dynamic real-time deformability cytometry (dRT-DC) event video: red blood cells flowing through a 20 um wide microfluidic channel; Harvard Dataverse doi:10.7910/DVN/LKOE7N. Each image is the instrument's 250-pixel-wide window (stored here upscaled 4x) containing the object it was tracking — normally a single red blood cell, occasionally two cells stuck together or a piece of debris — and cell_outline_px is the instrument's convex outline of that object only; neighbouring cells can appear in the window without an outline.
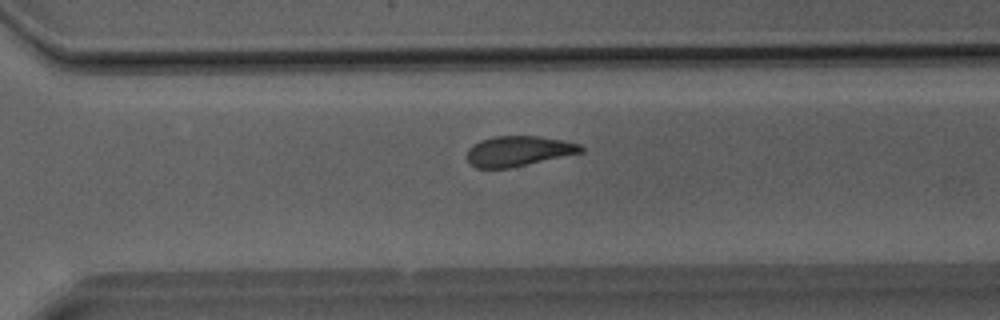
{"species": "Egyptian fruit bat (a non-hibernating species)", "species_latin": "Rousettus aegyptiacus", "temperature_condition": "room temperature", "stored_images_in_passage": 34, "camera_frame_rate_fps": 3000, "um_per_image_px": 0.085, "animal": {"sex": "male"}, "frame": {"image": 1, "passage_image": 22, "time_ms": 7.0, "image_size_px": [1000, 320], "cell_outline_px": [[584, 152], [512, 168], [476, 168], [468, 164], [468, 148], [472, 144], [480, 140], [492, 136], [540, 136], [580, 144], [584, 148]], "centroid_in_image_um": [44.05, 12.85], "position_along_channel_um": 326.5, "area_um2": 20.29}}
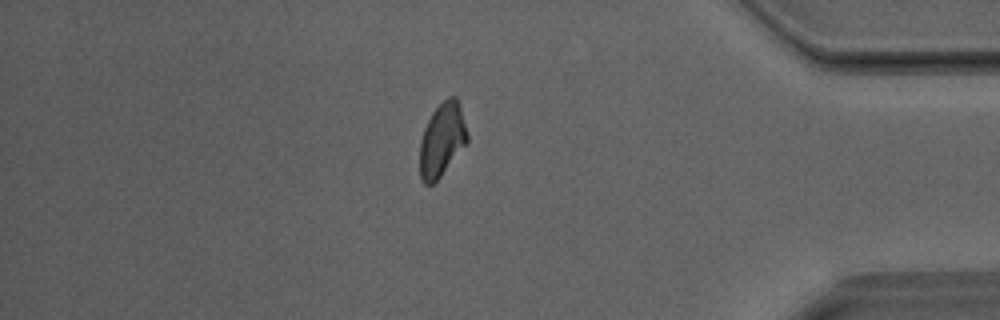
{"frame": {"image": 2, "passage_image": 28, "time_ms": 9.0, "image_size_px": [1000, 320], "cell_outline_px": [[468, 144], [440, 176], [432, 184], [424, 184], [420, 180], [420, 140], [424, 128], [432, 112], [448, 96], [456, 96], [460, 104], [468, 132]], "centroid_in_image_um": [37.59, 11.87], "position_along_channel_um": 397.6, "area_um2": 20.58}}
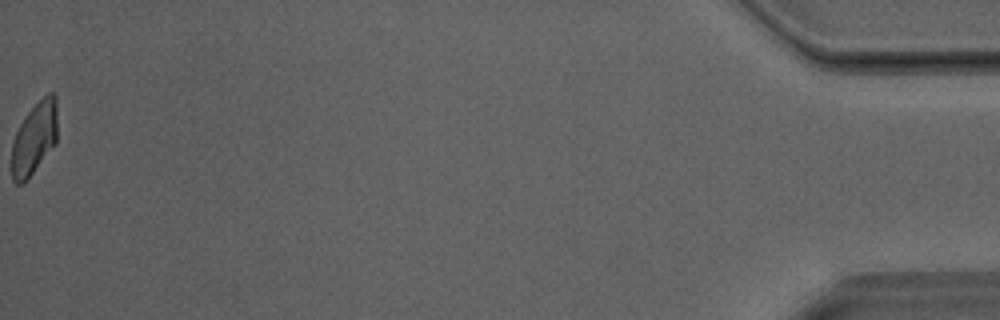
{"frame": {"image": 3, "passage_image": 34, "time_ms": 11.0, "image_size_px": [1000, 320], "cell_outline_px": [[56, 144], [28, 180], [24, 184], [16, 184], [12, 180], [12, 144], [16, 132], [24, 116], [48, 92], [52, 92], [56, 96]], "centroid_in_image_um": [2.91, 11.8], "position_along_channel_um": 432.3, "area_um2": 19.36}}